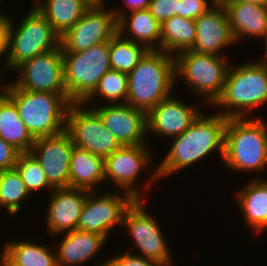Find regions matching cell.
I'll return each mask as SVG.
<instances>
[{
  "instance_id": "obj_1",
  "label": "cell",
  "mask_w": 267,
  "mask_h": 266,
  "mask_svg": "<svg viewBox=\"0 0 267 266\" xmlns=\"http://www.w3.org/2000/svg\"><path fill=\"white\" fill-rule=\"evenodd\" d=\"M227 120L217 112L211 115L202 112L187 130L170 139V148L156 166L158 177L167 178L181 169H189L210 154L213 155L212 152L218 153L219 159L223 160Z\"/></svg>"
},
{
  "instance_id": "obj_2",
  "label": "cell",
  "mask_w": 267,
  "mask_h": 266,
  "mask_svg": "<svg viewBox=\"0 0 267 266\" xmlns=\"http://www.w3.org/2000/svg\"><path fill=\"white\" fill-rule=\"evenodd\" d=\"M263 104H267V59L233 67L230 63L222 94L213 104L219 106L218 113L227 118H248Z\"/></svg>"
},
{
  "instance_id": "obj_3",
  "label": "cell",
  "mask_w": 267,
  "mask_h": 266,
  "mask_svg": "<svg viewBox=\"0 0 267 266\" xmlns=\"http://www.w3.org/2000/svg\"><path fill=\"white\" fill-rule=\"evenodd\" d=\"M175 59L161 50H148L128 73L126 103L148 113L174 93Z\"/></svg>"
},
{
  "instance_id": "obj_4",
  "label": "cell",
  "mask_w": 267,
  "mask_h": 266,
  "mask_svg": "<svg viewBox=\"0 0 267 266\" xmlns=\"http://www.w3.org/2000/svg\"><path fill=\"white\" fill-rule=\"evenodd\" d=\"M222 161L228 170L262 174L267 167V123L259 116L228 118Z\"/></svg>"
},
{
  "instance_id": "obj_5",
  "label": "cell",
  "mask_w": 267,
  "mask_h": 266,
  "mask_svg": "<svg viewBox=\"0 0 267 266\" xmlns=\"http://www.w3.org/2000/svg\"><path fill=\"white\" fill-rule=\"evenodd\" d=\"M5 95L16 105L20 119L34 139L65 130L66 114L71 104L67 94L25 91L11 81Z\"/></svg>"
},
{
  "instance_id": "obj_6",
  "label": "cell",
  "mask_w": 267,
  "mask_h": 266,
  "mask_svg": "<svg viewBox=\"0 0 267 266\" xmlns=\"http://www.w3.org/2000/svg\"><path fill=\"white\" fill-rule=\"evenodd\" d=\"M227 58L192 50L180 52L174 56L175 82L181 79L194 95L205 98L202 103L213 106L224 88L230 64Z\"/></svg>"
},
{
  "instance_id": "obj_7",
  "label": "cell",
  "mask_w": 267,
  "mask_h": 266,
  "mask_svg": "<svg viewBox=\"0 0 267 266\" xmlns=\"http://www.w3.org/2000/svg\"><path fill=\"white\" fill-rule=\"evenodd\" d=\"M29 10L17 25L9 16L7 73L60 45V37L45 17L34 6Z\"/></svg>"
},
{
  "instance_id": "obj_8",
  "label": "cell",
  "mask_w": 267,
  "mask_h": 266,
  "mask_svg": "<svg viewBox=\"0 0 267 266\" xmlns=\"http://www.w3.org/2000/svg\"><path fill=\"white\" fill-rule=\"evenodd\" d=\"M111 69L109 41L82 52L63 53L64 84L71 103H83Z\"/></svg>"
},
{
  "instance_id": "obj_9",
  "label": "cell",
  "mask_w": 267,
  "mask_h": 266,
  "mask_svg": "<svg viewBox=\"0 0 267 266\" xmlns=\"http://www.w3.org/2000/svg\"><path fill=\"white\" fill-rule=\"evenodd\" d=\"M148 144H140L134 146H122L111 155H108L104 159V179L105 181H112L118 190L127 192L135 200H145L150 185L152 186L154 181H158L157 168L153 169V174L147 178L141 189L138 188V178L142 173V170L149 168L152 164V155L149 152ZM153 183V184H152ZM145 191H144V190ZM142 192V193H141ZM144 194V195H142Z\"/></svg>"
},
{
  "instance_id": "obj_10",
  "label": "cell",
  "mask_w": 267,
  "mask_h": 266,
  "mask_svg": "<svg viewBox=\"0 0 267 266\" xmlns=\"http://www.w3.org/2000/svg\"><path fill=\"white\" fill-rule=\"evenodd\" d=\"M74 146L105 159L122 147L104 126L99 114L84 103H71L66 114V128Z\"/></svg>"
},
{
  "instance_id": "obj_11",
  "label": "cell",
  "mask_w": 267,
  "mask_h": 266,
  "mask_svg": "<svg viewBox=\"0 0 267 266\" xmlns=\"http://www.w3.org/2000/svg\"><path fill=\"white\" fill-rule=\"evenodd\" d=\"M105 3H93L74 26L60 37L63 53L85 51L110 41L118 33L116 15Z\"/></svg>"
},
{
  "instance_id": "obj_12",
  "label": "cell",
  "mask_w": 267,
  "mask_h": 266,
  "mask_svg": "<svg viewBox=\"0 0 267 266\" xmlns=\"http://www.w3.org/2000/svg\"><path fill=\"white\" fill-rule=\"evenodd\" d=\"M145 201L135 200L132 203L126 210L122 226L131 234L130 239L134 242L132 249L136 246L140 250L138 255L172 266L173 254L167 238L157 220L146 211Z\"/></svg>"
},
{
  "instance_id": "obj_13",
  "label": "cell",
  "mask_w": 267,
  "mask_h": 266,
  "mask_svg": "<svg viewBox=\"0 0 267 266\" xmlns=\"http://www.w3.org/2000/svg\"><path fill=\"white\" fill-rule=\"evenodd\" d=\"M121 192L112 193L111 190L102 194L99 191L88 192L77 229L102 234L109 239L113 233L111 230L115 229L114 226L122 225L126 210L135 201L127 192Z\"/></svg>"
},
{
  "instance_id": "obj_14",
  "label": "cell",
  "mask_w": 267,
  "mask_h": 266,
  "mask_svg": "<svg viewBox=\"0 0 267 266\" xmlns=\"http://www.w3.org/2000/svg\"><path fill=\"white\" fill-rule=\"evenodd\" d=\"M16 71H19V75L12 83L21 90L67 94L61 45L22 63L14 70Z\"/></svg>"
},
{
  "instance_id": "obj_15",
  "label": "cell",
  "mask_w": 267,
  "mask_h": 266,
  "mask_svg": "<svg viewBox=\"0 0 267 266\" xmlns=\"http://www.w3.org/2000/svg\"><path fill=\"white\" fill-rule=\"evenodd\" d=\"M73 147L71 136L66 130L34 141L30 153L39 162L53 188L69 187V166Z\"/></svg>"
},
{
  "instance_id": "obj_16",
  "label": "cell",
  "mask_w": 267,
  "mask_h": 266,
  "mask_svg": "<svg viewBox=\"0 0 267 266\" xmlns=\"http://www.w3.org/2000/svg\"><path fill=\"white\" fill-rule=\"evenodd\" d=\"M92 106L122 146L147 144V113L127 103Z\"/></svg>"
},
{
  "instance_id": "obj_17",
  "label": "cell",
  "mask_w": 267,
  "mask_h": 266,
  "mask_svg": "<svg viewBox=\"0 0 267 266\" xmlns=\"http://www.w3.org/2000/svg\"><path fill=\"white\" fill-rule=\"evenodd\" d=\"M174 96L162 100L147 113V135L154 133L165 139L179 136L203 112Z\"/></svg>"
},
{
  "instance_id": "obj_18",
  "label": "cell",
  "mask_w": 267,
  "mask_h": 266,
  "mask_svg": "<svg viewBox=\"0 0 267 266\" xmlns=\"http://www.w3.org/2000/svg\"><path fill=\"white\" fill-rule=\"evenodd\" d=\"M194 21L196 39L190 50L199 54L226 56L222 51L236 44L226 9L218 2Z\"/></svg>"
},
{
  "instance_id": "obj_19",
  "label": "cell",
  "mask_w": 267,
  "mask_h": 266,
  "mask_svg": "<svg viewBox=\"0 0 267 266\" xmlns=\"http://www.w3.org/2000/svg\"><path fill=\"white\" fill-rule=\"evenodd\" d=\"M89 191L74 188H54L48 198L45 225L51 236L77 229L78 221Z\"/></svg>"
},
{
  "instance_id": "obj_20",
  "label": "cell",
  "mask_w": 267,
  "mask_h": 266,
  "mask_svg": "<svg viewBox=\"0 0 267 266\" xmlns=\"http://www.w3.org/2000/svg\"><path fill=\"white\" fill-rule=\"evenodd\" d=\"M62 236L55 252L57 266H82L95 258L97 253L105 246L107 238L83 230H73L56 235Z\"/></svg>"
},
{
  "instance_id": "obj_21",
  "label": "cell",
  "mask_w": 267,
  "mask_h": 266,
  "mask_svg": "<svg viewBox=\"0 0 267 266\" xmlns=\"http://www.w3.org/2000/svg\"><path fill=\"white\" fill-rule=\"evenodd\" d=\"M112 10L117 18L118 33L123 38L142 44L148 50H161V24L148 9L130 11V15L126 9L120 11L112 7Z\"/></svg>"
},
{
  "instance_id": "obj_22",
  "label": "cell",
  "mask_w": 267,
  "mask_h": 266,
  "mask_svg": "<svg viewBox=\"0 0 267 266\" xmlns=\"http://www.w3.org/2000/svg\"><path fill=\"white\" fill-rule=\"evenodd\" d=\"M249 179L247 185L236 192V201L246 227L257 235L267 229V179L259 176Z\"/></svg>"
},
{
  "instance_id": "obj_23",
  "label": "cell",
  "mask_w": 267,
  "mask_h": 266,
  "mask_svg": "<svg viewBox=\"0 0 267 266\" xmlns=\"http://www.w3.org/2000/svg\"><path fill=\"white\" fill-rule=\"evenodd\" d=\"M225 7L236 43L242 38H260L266 28L267 4H220ZM241 39V40H240Z\"/></svg>"
},
{
  "instance_id": "obj_24",
  "label": "cell",
  "mask_w": 267,
  "mask_h": 266,
  "mask_svg": "<svg viewBox=\"0 0 267 266\" xmlns=\"http://www.w3.org/2000/svg\"><path fill=\"white\" fill-rule=\"evenodd\" d=\"M93 3L90 0H35L34 7L62 37L84 15Z\"/></svg>"
},
{
  "instance_id": "obj_25",
  "label": "cell",
  "mask_w": 267,
  "mask_h": 266,
  "mask_svg": "<svg viewBox=\"0 0 267 266\" xmlns=\"http://www.w3.org/2000/svg\"><path fill=\"white\" fill-rule=\"evenodd\" d=\"M104 182V159L74 146L69 166V187L98 191L99 185Z\"/></svg>"
},
{
  "instance_id": "obj_26",
  "label": "cell",
  "mask_w": 267,
  "mask_h": 266,
  "mask_svg": "<svg viewBox=\"0 0 267 266\" xmlns=\"http://www.w3.org/2000/svg\"><path fill=\"white\" fill-rule=\"evenodd\" d=\"M32 241L8 240L0 253V266H57L55 250Z\"/></svg>"
},
{
  "instance_id": "obj_27",
  "label": "cell",
  "mask_w": 267,
  "mask_h": 266,
  "mask_svg": "<svg viewBox=\"0 0 267 266\" xmlns=\"http://www.w3.org/2000/svg\"><path fill=\"white\" fill-rule=\"evenodd\" d=\"M0 138L21 153L30 152L35 141L20 119L16 105L6 95L0 97Z\"/></svg>"
},
{
  "instance_id": "obj_28",
  "label": "cell",
  "mask_w": 267,
  "mask_h": 266,
  "mask_svg": "<svg viewBox=\"0 0 267 266\" xmlns=\"http://www.w3.org/2000/svg\"><path fill=\"white\" fill-rule=\"evenodd\" d=\"M196 39L195 21L178 15L161 24V51L170 55L190 50Z\"/></svg>"
},
{
  "instance_id": "obj_29",
  "label": "cell",
  "mask_w": 267,
  "mask_h": 266,
  "mask_svg": "<svg viewBox=\"0 0 267 266\" xmlns=\"http://www.w3.org/2000/svg\"><path fill=\"white\" fill-rule=\"evenodd\" d=\"M147 51L144 45L125 39L117 33L109 41L111 69L128 74L138 65Z\"/></svg>"
},
{
  "instance_id": "obj_30",
  "label": "cell",
  "mask_w": 267,
  "mask_h": 266,
  "mask_svg": "<svg viewBox=\"0 0 267 266\" xmlns=\"http://www.w3.org/2000/svg\"><path fill=\"white\" fill-rule=\"evenodd\" d=\"M31 195L15 168L0 172V207L9 215H17Z\"/></svg>"
},
{
  "instance_id": "obj_31",
  "label": "cell",
  "mask_w": 267,
  "mask_h": 266,
  "mask_svg": "<svg viewBox=\"0 0 267 266\" xmlns=\"http://www.w3.org/2000/svg\"><path fill=\"white\" fill-rule=\"evenodd\" d=\"M127 90L128 74L110 69L100 79L94 92L83 103L88 105L90 102L89 104H91L94 98L98 97L105 100L103 104L126 103Z\"/></svg>"
},
{
  "instance_id": "obj_32",
  "label": "cell",
  "mask_w": 267,
  "mask_h": 266,
  "mask_svg": "<svg viewBox=\"0 0 267 266\" xmlns=\"http://www.w3.org/2000/svg\"><path fill=\"white\" fill-rule=\"evenodd\" d=\"M14 168L20 174V177L30 194L42 189H44V191L47 189L50 193L54 190L47 181L39 162L30 152L21 153Z\"/></svg>"
},
{
  "instance_id": "obj_33",
  "label": "cell",
  "mask_w": 267,
  "mask_h": 266,
  "mask_svg": "<svg viewBox=\"0 0 267 266\" xmlns=\"http://www.w3.org/2000/svg\"><path fill=\"white\" fill-rule=\"evenodd\" d=\"M129 251V252H128ZM127 251L121 254H115L114 256L103 258L107 260H102L95 266H166L163 263L147 259L135 252Z\"/></svg>"
},
{
  "instance_id": "obj_34",
  "label": "cell",
  "mask_w": 267,
  "mask_h": 266,
  "mask_svg": "<svg viewBox=\"0 0 267 266\" xmlns=\"http://www.w3.org/2000/svg\"><path fill=\"white\" fill-rule=\"evenodd\" d=\"M178 16L191 20L198 19L202 14L212 8L217 0H179ZM211 3V4H210Z\"/></svg>"
},
{
  "instance_id": "obj_35",
  "label": "cell",
  "mask_w": 267,
  "mask_h": 266,
  "mask_svg": "<svg viewBox=\"0 0 267 266\" xmlns=\"http://www.w3.org/2000/svg\"><path fill=\"white\" fill-rule=\"evenodd\" d=\"M179 0H151L148 10L162 24L165 20L178 15Z\"/></svg>"
},
{
  "instance_id": "obj_36",
  "label": "cell",
  "mask_w": 267,
  "mask_h": 266,
  "mask_svg": "<svg viewBox=\"0 0 267 266\" xmlns=\"http://www.w3.org/2000/svg\"><path fill=\"white\" fill-rule=\"evenodd\" d=\"M21 152L0 138V172L14 168Z\"/></svg>"
},
{
  "instance_id": "obj_37",
  "label": "cell",
  "mask_w": 267,
  "mask_h": 266,
  "mask_svg": "<svg viewBox=\"0 0 267 266\" xmlns=\"http://www.w3.org/2000/svg\"><path fill=\"white\" fill-rule=\"evenodd\" d=\"M9 15L0 20V59L4 55L3 68L7 72Z\"/></svg>"
},
{
  "instance_id": "obj_38",
  "label": "cell",
  "mask_w": 267,
  "mask_h": 266,
  "mask_svg": "<svg viewBox=\"0 0 267 266\" xmlns=\"http://www.w3.org/2000/svg\"><path fill=\"white\" fill-rule=\"evenodd\" d=\"M151 0H123V4L128 8V11L148 9Z\"/></svg>"
},
{
  "instance_id": "obj_39",
  "label": "cell",
  "mask_w": 267,
  "mask_h": 266,
  "mask_svg": "<svg viewBox=\"0 0 267 266\" xmlns=\"http://www.w3.org/2000/svg\"><path fill=\"white\" fill-rule=\"evenodd\" d=\"M219 4L254 3L267 4L266 0H217Z\"/></svg>"
},
{
  "instance_id": "obj_40",
  "label": "cell",
  "mask_w": 267,
  "mask_h": 266,
  "mask_svg": "<svg viewBox=\"0 0 267 266\" xmlns=\"http://www.w3.org/2000/svg\"><path fill=\"white\" fill-rule=\"evenodd\" d=\"M2 71H3V73L6 72V70L3 68V65L1 64L0 65V78L2 77V74H3ZM1 80H2V78L0 79V97L6 94V89H7V85H8V83H4Z\"/></svg>"
},
{
  "instance_id": "obj_41",
  "label": "cell",
  "mask_w": 267,
  "mask_h": 266,
  "mask_svg": "<svg viewBox=\"0 0 267 266\" xmlns=\"http://www.w3.org/2000/svg\"><path fill=\"white\" fill-rule=\"evenodd\" d=\"M262 39V44L264 45L265 48V57L263 56V58L267 59V19H266V28L264 30V33L262 35V37L260 38V40Z\"/></svg>"
},
{
  "instance_id": "obj_42",
  "label": "cell",
  "mask_w": 267,
  "mask_h": 266,
  "mask_svg": "<svg viewBox=\"0 0 267 266\" xmlns=\"http://www.w3.org/2000/svg\"><path fill=\"white\" fill-rule=\"evenodd\" d=\"M0 11V20L6 15V13Z\"/></svg>"
}]
</instances>
